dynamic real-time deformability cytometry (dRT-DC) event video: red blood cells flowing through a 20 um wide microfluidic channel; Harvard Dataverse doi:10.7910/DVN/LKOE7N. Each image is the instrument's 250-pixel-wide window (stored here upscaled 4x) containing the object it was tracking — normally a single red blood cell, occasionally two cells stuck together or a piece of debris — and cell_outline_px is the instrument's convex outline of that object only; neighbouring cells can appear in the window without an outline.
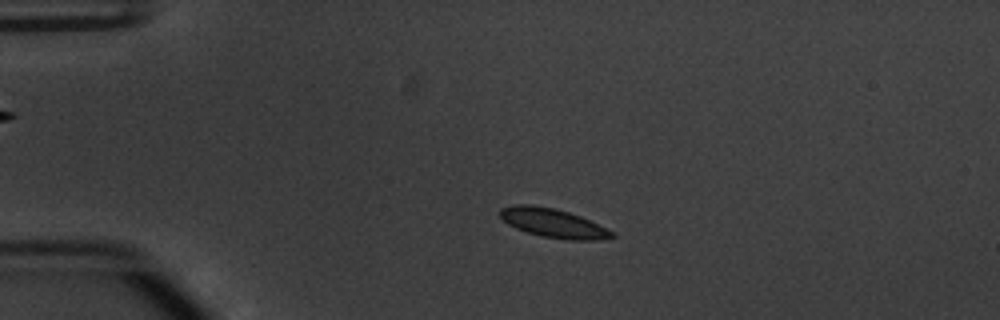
{"species": "common noctule bat (a hibernating species)", "species_latin": "Nyctalus noctula", "temperature_condition": "warm", "stored_images_in_passage": 50, "camera_frame_rate_fps": 3000, "um_per_image_px": 0.085, "animal": {"sex": "male", "body_mass_g": 20.1, "forearm_length_mm": 53.5}, "frame": {"image": 1, "passage_image": 8, "time_ms": 2.333, "image_size_px": [1000, 320], "cell_outline_px": [[616, 236], [596, 240], [568, 240], [540, 236], [516, 228], [508, 224], [500, 216], [500, 208], [512, 204], [532, 204], [556, 208], [580, 216], [616, 232]], "centroid_in_image_um": [47.02, 18.95], "position_along_channel_um": 38.0, "area_um2": 19.02}}
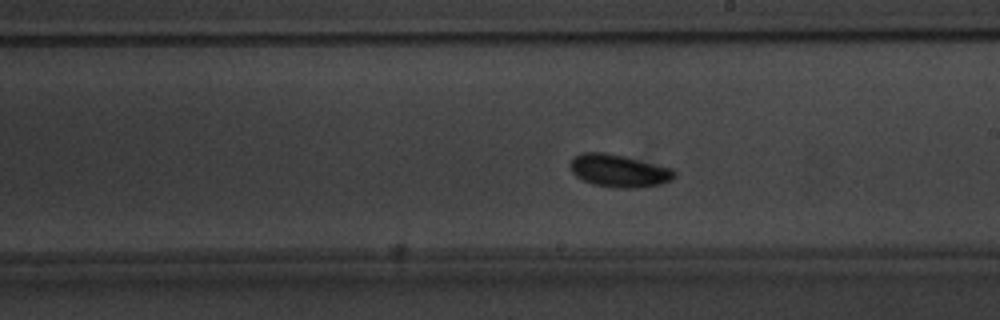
{"frame": {"image": 2, "passage_image": 27, "time_ms": 8.667, "image_size_px": [1000, 320], "cell_outline_px": [[676, 176], [672, 180], [660, 184], [640, 188], [612, 188], [592, 184], [576, 176], [572, 172], [568, 164], [572, 156], [580, 152], [604, 152], [624, 156], [672, 168], [676, 172]], "centroid_in_image_um": [52.58, 14.51], "position_along_channel_um": 236.4, "area_um2": 20.17}}
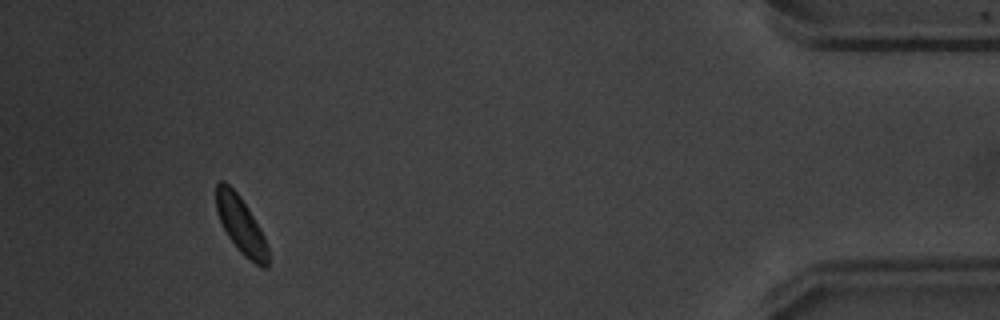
{"frame": {"image": 3, "passage_image": 46, "time_ms": 15.0, "image_size_px": [1000, 320], "cell_outline_px": [[268, 268], [260, 268], [244, 256], [236, 248], [228, 236], [216, 212], [216, 184], [220, 180], [224, 180], [240, 196], [260, 228], [264, 236], [268, 248]], "centroid_in_image_um": [20.48, 19.15], "position_along_channel_um": 414.7, "area_um2": 17.22}, "authors_computed_cell_mechanics": {"area_um2": 18.2937, "velocity_mm_per_s": 3.755, "shape_relaxation_time_tau1_ms": 2.4446, "shape_relaxation_time_tau2_ms": null, "deformation_change_tau1": 0.1099, "deformation_change_tau2": null}}